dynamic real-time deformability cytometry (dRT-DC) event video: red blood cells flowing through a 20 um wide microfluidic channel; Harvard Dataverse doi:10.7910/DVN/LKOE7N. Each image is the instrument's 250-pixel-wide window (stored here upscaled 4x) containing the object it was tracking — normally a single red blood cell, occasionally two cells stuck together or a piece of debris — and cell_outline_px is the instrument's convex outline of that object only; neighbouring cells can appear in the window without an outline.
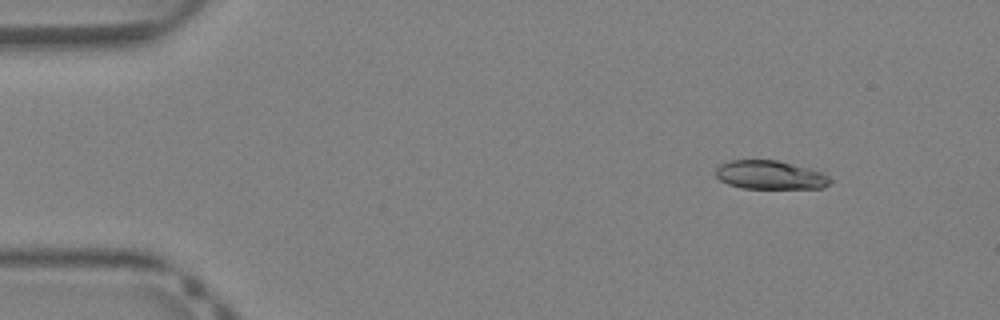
{"species": "Egyptian fruit bat (a non-hibernating species)", "species_latin": "Rousettus aegyptiacus", "temperature_condition": "warm", "stored_images_in_passage": 37, "camera_frame_rate_fps": 3000, "um_per_image_px": 0.085, "animal": {"sex": "female"}, "frame": {"image": 1, "passage_image": 1, "time_ms": 0.0, "image_size_px": [1000, 320], "cell_outline_px": [[832, 180], [824, 188], [744, 188], [728, 184], [720, 180], [716, 176], [716, 168], [720, 164], [732, 160], [776, 160], [820, 172], [828, 176]], "centroid_in_image_um": [65.42, 14.88], "position_along_channel_um": 19.6, "area_um2": 18.79}}
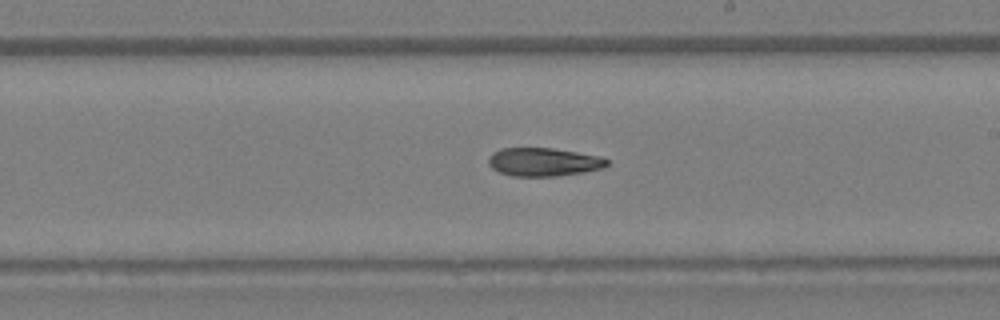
{"frame": {"image": 2, "passage_image": 20, "time_ms": 6.333, "image_size_px": [1000, 320], "cell_outline_px": [[608, 164], [604, 168], [584, 172], [556, 176], [512, 176], [500, 172], [492, 168], [488, 164], [488, 160], [492, 152], [500, 148], [552, 148], [600, 156], [608, 160]], "centroid_in_image_um": [46.2, 13.77], "position_along_channel_um": 242.8, "area_um2": 19.59}}
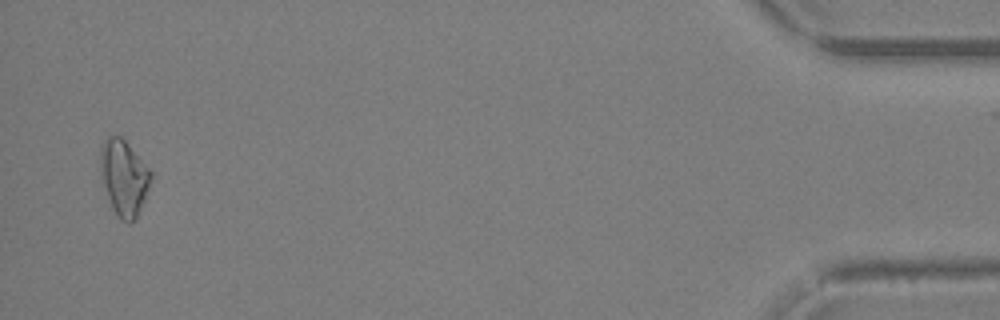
{"frame": {"image": 3, "passage_image": 36, "time_ms": 11.667, "image_size_px": [1000, 320], "cell_outline_px": [[152, 176], [144, 200], [136, 216], [128, 224], [112, 208], [100, 172], [100, 148], [104, 140], [108, 136], [120, 136], [124, 140], [152, 172]], "centroid_in_image_um": [10.52, 15.05], "position_along_channel_um": 424.7, "area_um2": 21.56}}